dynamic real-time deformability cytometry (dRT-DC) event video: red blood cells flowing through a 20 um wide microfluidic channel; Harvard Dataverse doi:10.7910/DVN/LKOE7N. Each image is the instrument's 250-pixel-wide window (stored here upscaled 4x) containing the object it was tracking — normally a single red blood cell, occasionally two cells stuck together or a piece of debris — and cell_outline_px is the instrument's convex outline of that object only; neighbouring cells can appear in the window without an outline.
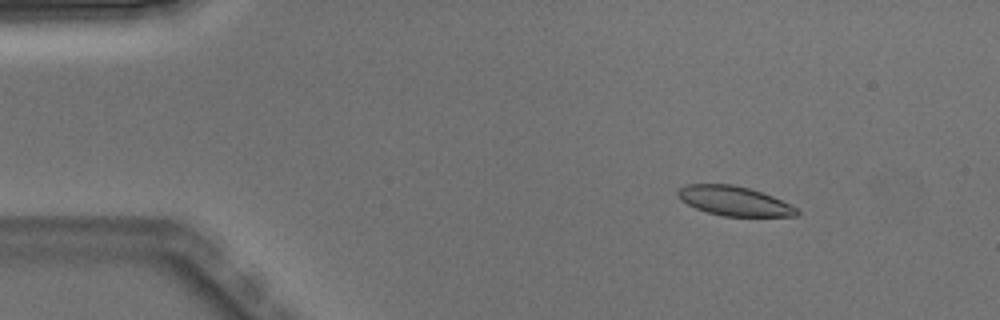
{"species": "Egyptian fruit bat (a non-hibernating species)", "species_latin": "Rousettus aegyptiacus", "temperature_condition": "warm", "stored_images_in_passage": 4, "camera_frame_rate_fps": 3000, "um_per_image_px": 0.085, "animal": {"sex": "male"}, "frame": {"image": 1, "passage_image": 2, "time_ms": 0.333, "image_size_px": [1000, 320], "cell_outline_px": [[800, 212], [796, 216], [724, 216], [708, 212], [696, 208], [680, 200], [676, 196], [676, 192], [684, 184], [732, 184], [748, 188], [772, 196], [796, 208]], "centroid_in_image_um": [62.35, 17.07], "position_along_channel_um": 22.6, "area_um2": 20.23}}
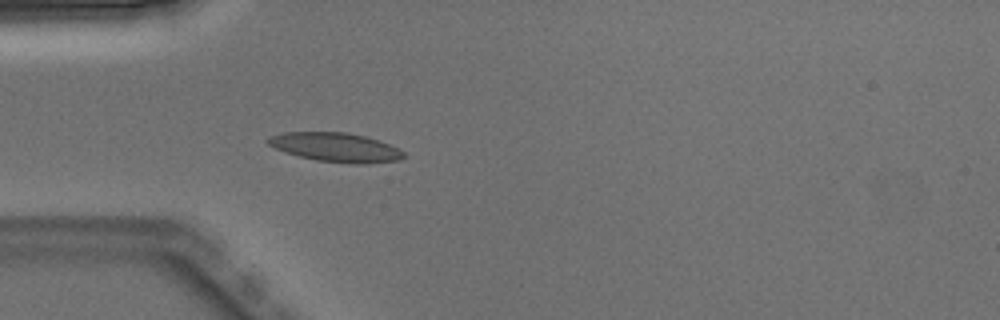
{"frame": {"image": 2, "passage_image": 4, "time_ms": 1.0, "image_size_px": [1000, 320], "cell_outline_px": [[404, 156], [400, 160], [364, 164], [352, 164], [316, 160], [300, 156], [276, 148], [268, 144], [264, 140], [268, 136], [284, 132], [344, 132], [364, 136], [380, 140], [400, 148], [404, 152]], "centroid_in_image_um": [28.56, 12.51], "position_along_channel_um": 56.4, "area_um2": 23.06}}